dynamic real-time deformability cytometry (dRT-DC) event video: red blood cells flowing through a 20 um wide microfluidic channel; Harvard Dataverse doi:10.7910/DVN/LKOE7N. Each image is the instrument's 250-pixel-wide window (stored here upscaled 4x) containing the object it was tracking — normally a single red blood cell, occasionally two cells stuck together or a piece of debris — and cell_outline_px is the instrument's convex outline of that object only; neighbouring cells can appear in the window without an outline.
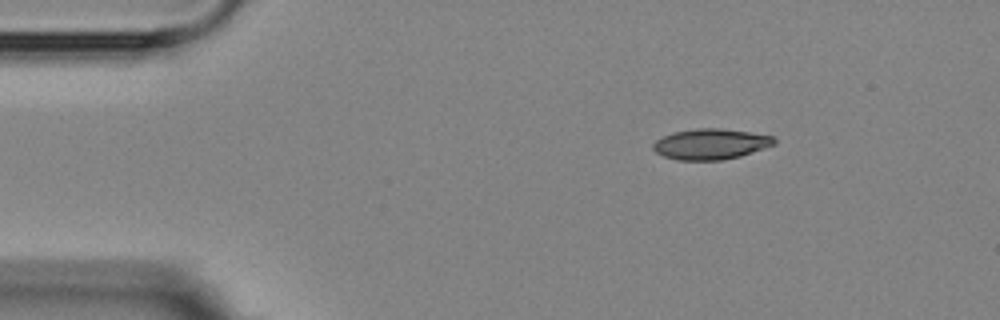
{"species": "Egyptian fruit bat (a non-hibernating species)", "species_latin": "Rousettus aegyptiacus", "temperature_condition": "room temperature", "stored_images_in_passage": 2, "camera_frame_rate_fps": 3000, "um_per_image_px": 0.085, "animal": {"sex": "female"}, "frame": {"image": 1, "passage_image": 1, "time_ms": 0.0, "image_size_px": [1000, 320], "cell_outline_px": [[776, 144], [740, 156], [720, 160], [676, 160], [664, 156], [656, 152], [652, 148], [652, 144], [656, 140], [664, 136], [676, 132], [696, 128], [720, 128], [748, 132], [772, 136], [776, 140]], "centroid_in_image_um": [60.4, 12.25], "position_along_channel_um": 24.6, "area_um2": 21.44}}